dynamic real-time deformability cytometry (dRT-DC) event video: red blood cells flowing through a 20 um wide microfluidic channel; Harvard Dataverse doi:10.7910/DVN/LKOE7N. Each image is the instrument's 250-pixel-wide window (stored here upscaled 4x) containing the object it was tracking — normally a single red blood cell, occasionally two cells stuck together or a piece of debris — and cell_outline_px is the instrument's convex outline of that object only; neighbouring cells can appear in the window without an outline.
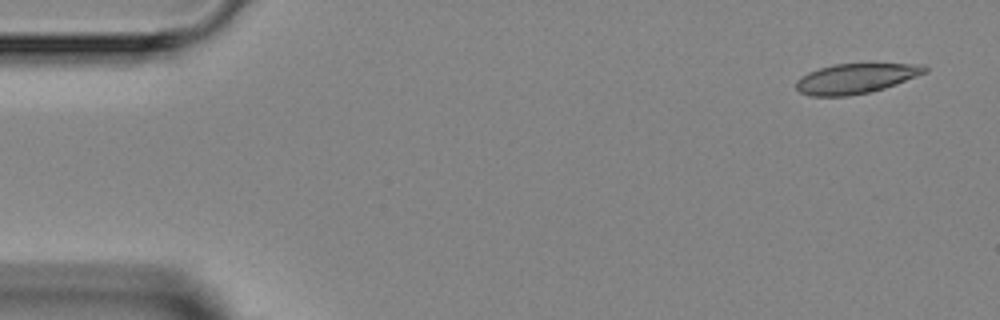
{"species": "Egyptian fruit bat (a non-hibernating species)", "species_latin": "Rousettus aegyptiacus", "temperature_condition": "room temperature", "stored_images_in_passage": 4, "camera_frame_rate_fps": 3000, "um_per_image_px": 0.085, "animal": {"sex": "female"}, "frame": {"image": 1, "passage_image": 1, "time_ms": 0.0, "image_size_px": [1000, 320], "cell_outline_px": [[928, 72], [896, 84], [884, 88], [868, 92], [848, 96], [808, 96], [800, 92], [796, 88], [796, 80], [800, 76], [808, 72], [832, 64], [872, 60], [924, 64], [928, 68]], "centroid_in_image_um": [72.82, 6.6], "position_along_channel_um": 12.2, "area_um2": 23.81}}
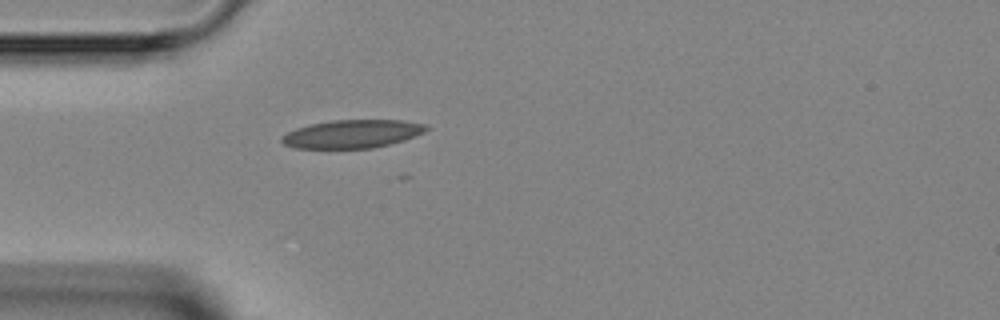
{"frame": {"image": 2, "passage_image": 4, "time_ms": 3.667, "image_size_px": [1000, 320], "cell_outline_px": [[428, 128], [424, 132], [404, 140], [372, 148], [292, 148], [284, 144], [280, 140], [280, 136], [296, 128], [312, 124], [332, 120], [400, 120], [428, 124]], "centroid_in_image_um": [29.92, 11.38], "position_along_channel_um": 55.1, "area_um2": 23.7}}